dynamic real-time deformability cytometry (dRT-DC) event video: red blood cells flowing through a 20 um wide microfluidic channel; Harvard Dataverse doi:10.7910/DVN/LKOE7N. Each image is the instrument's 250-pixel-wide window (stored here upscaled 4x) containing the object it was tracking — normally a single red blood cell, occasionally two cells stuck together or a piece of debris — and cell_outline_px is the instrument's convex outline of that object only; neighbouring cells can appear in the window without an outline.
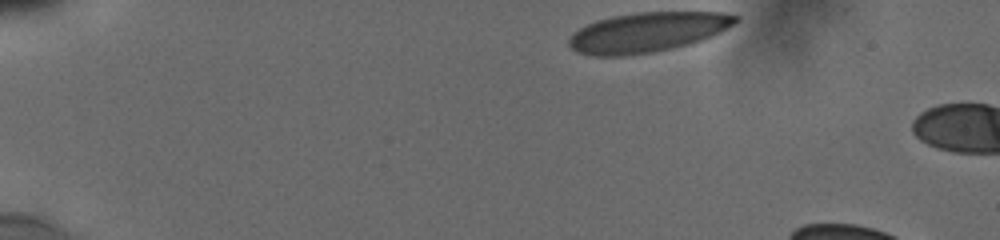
{"species": "human", "species_latin": "Homo sapiens", "temperature_condition": "cold", "stored_images_in_passage": 3, "camera_frame_rate_fps": 3000, "um_per_image_px": 0.085, "donor": {"sex": "male"}, "frame": {"image": 1, "passage_image": 1, "time_ms": 0.0, "image_size_px": [1000, 240], "cell_outline_px": [[740, 20], [720, 32], [712, 36], [688, 44], [672, 48], [652, 52], [624, 56], [592, 56], [576, 52], [568, 44], [568, 40], [580, 28], [596, 20], [612, 16], [636, 12], [724, 12], [740, 16]], "centroid_in_image_um": [55.05, 2.73], "position_along_channel_um": 30.0, "area_um2": 38.61}}